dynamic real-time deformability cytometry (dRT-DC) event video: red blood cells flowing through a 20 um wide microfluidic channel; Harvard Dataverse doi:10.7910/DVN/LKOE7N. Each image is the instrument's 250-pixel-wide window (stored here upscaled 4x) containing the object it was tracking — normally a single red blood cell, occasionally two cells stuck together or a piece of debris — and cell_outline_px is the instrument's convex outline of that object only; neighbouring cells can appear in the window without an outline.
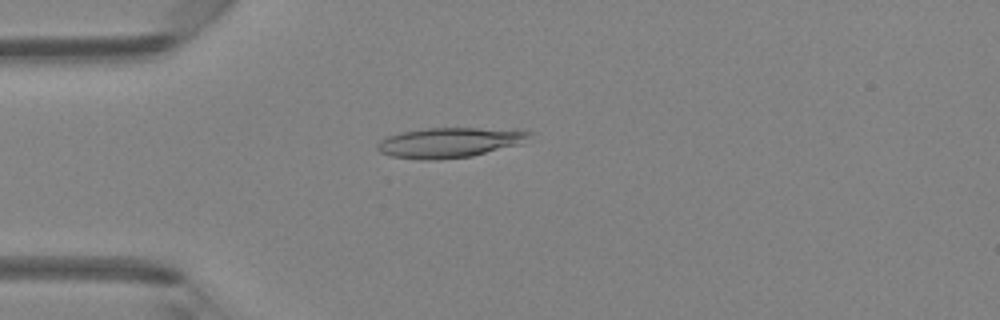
{"species": "Egyptian fruit bat (a non-hibernating species)", "species_latin": "Rousettus aegyptiacus", "temperature_condition": "room temperature", "stored_images_in_passage": 5, "camera_frame_rate_fps": 3000, "um_per_image_px": 0.085, "animal": {"sex": "female"}, "frame": {"image": 1, "passage_image": 5, "time_ms": 5.667, "image_size_px": [1000, 320], "cell_outline_px": [[532, 132], [520, 144], [472, 156], [432, 160], [424, 160], [392, 156], [380, 152], [376, 148], [376, 144], [380, 140], [388, 136], [400, 132], [424, 128], [516, 128]], "centroid_in_image_um": [38.21, 12.1], "position_along_channel_um": 46.8, "area_um2": 26.76}}